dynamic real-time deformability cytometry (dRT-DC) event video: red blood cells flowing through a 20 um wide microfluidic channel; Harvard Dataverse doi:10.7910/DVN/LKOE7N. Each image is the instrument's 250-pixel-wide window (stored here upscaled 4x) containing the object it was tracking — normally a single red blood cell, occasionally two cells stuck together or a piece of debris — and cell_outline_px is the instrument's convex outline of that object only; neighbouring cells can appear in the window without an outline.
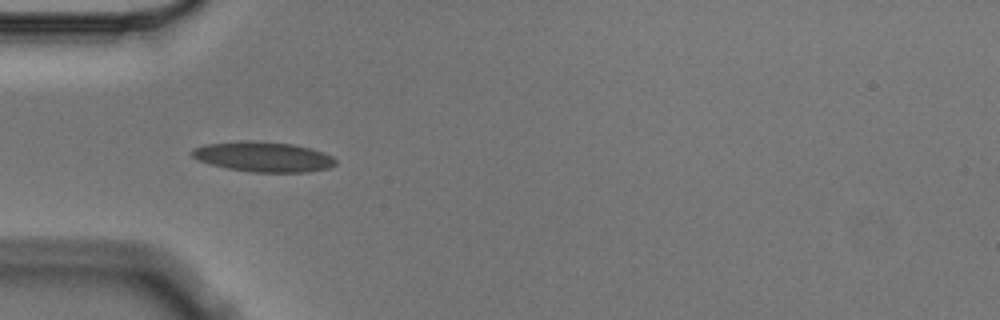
{"species": "Egyptian fruit bat (a non-hibernating species)", "species_latin": "Rousettus aegyptiacus", "temperature_condition": "cold", "stored_images_in_passage": 12, "camera_frame_rate_fps": 3000, "um_per_image_px": 0.085, "animal": {"sex": "male"}, "frame": {"image": 1, "passage_image": 3, "time_ms": 0.667, "image_size_px": [1000, 320], "cell_outline_px": [[336, 164], [328, 168], [308, 172], [252, 172], [228, 168], [212, 164], [200, 160], [192, 156], [192, 152], [196, 148], [208, 144], [240, 140], [252, 140], [292, 144], [324, 152], [332, 156], [336, 160]], "centroid_in_image_um": [22.43, 13.32], "position_along_channel_um": 62.6, "area_um2": 24.91}}
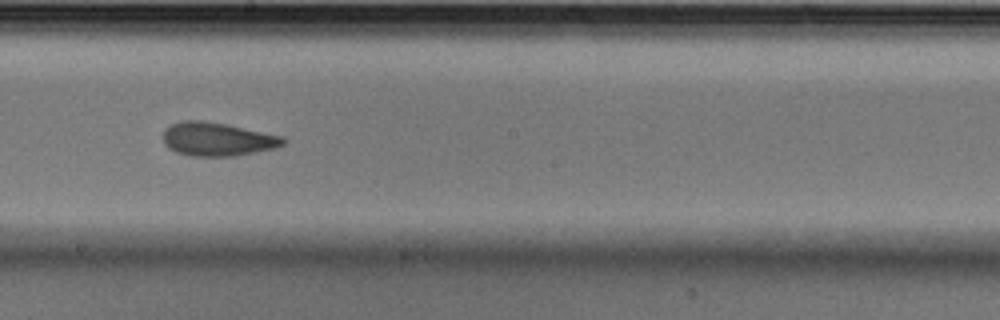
{"frame": {"image": 2, "passage_image": 7, "time_ms": 2.0, "image_size_px": [1000, 320], "cell_outline_px": [[288, 140], [284, 144], [276, 148], [256, 152], [232, 156], [188, 156], [176, 152], [168, 148], [164, 144], [164, 128], [180, 120], [200, 120], [228, 124], [284, 136]], "centroid_in_image_um": [18.49, 11.82], "position_along_channel_um": 229.7, "area_um2": 23.81}}
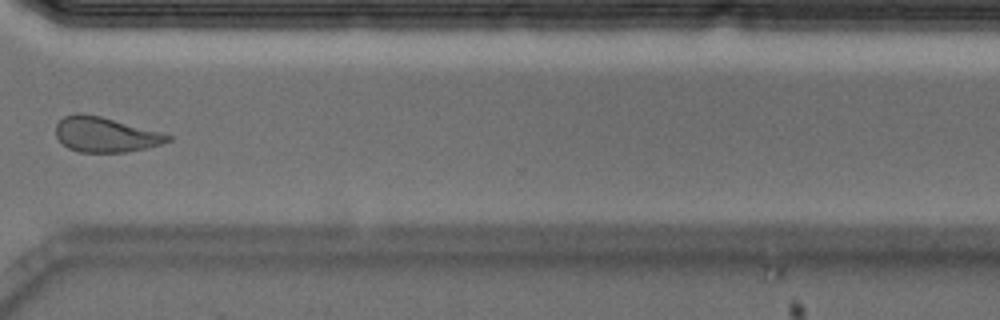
{"frame": {"image": 3, "passage_image": 10, "time_ms": 3.0, "image_size_px": [1000, 320], "cell_outline_px": [[172, 140], [148, 148], [128, 152], [80, 152], [68, 148], [56, 136], [56, 124], [64, 116], [76, 112], [80, 112], [100, 116], [160, 132], [172, 136]], "centroid_in_image_um": [8.95, 11.44], "position_along_channel_um": 361.7, "area_um2": 22.77}}